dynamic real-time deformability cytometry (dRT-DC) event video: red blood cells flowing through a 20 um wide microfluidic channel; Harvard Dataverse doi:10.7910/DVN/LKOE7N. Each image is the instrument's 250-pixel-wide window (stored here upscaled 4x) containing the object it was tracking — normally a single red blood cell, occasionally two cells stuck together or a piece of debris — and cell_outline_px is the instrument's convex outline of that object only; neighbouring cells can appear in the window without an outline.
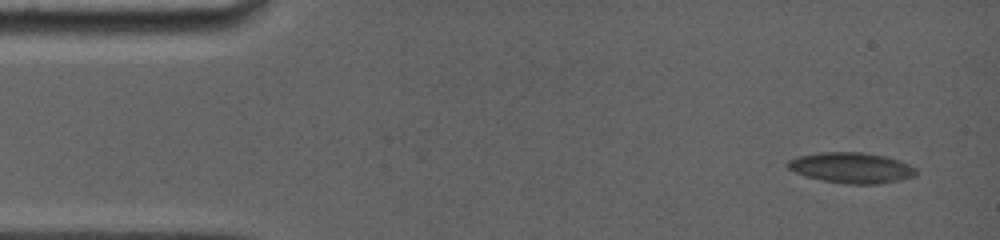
{"species": "common noctule bat (a hibernating species)", "species_latin": "Nyctalus noctula", "temperature_condition": "room temperature", "stored_images_in_passage": 11, "camera_frame_rate_fps": 5000, "um_per_image_px": 0.085, "animal": {"sex": "female", "body_mass_g": 19.0, "forearm_length_mm": 56.7}, "frame": {"image": 1, "passage_image": 1, "time_ms": 0.0, "image_size_px": [1000, 240], "cell_outline_px": [[916, 176], [900, 180], [880, 184], [848, 184], [820, 180], [804, 176], [788, 168], [788, 160], [800, 156], [820, 152], [864, 152], [888, 156], [900, 160], [916, 168]], "centroid_in_image_um": [72.41, 14.26], "position_along_channel_um": 12.6, "area_um2": 23.06}}
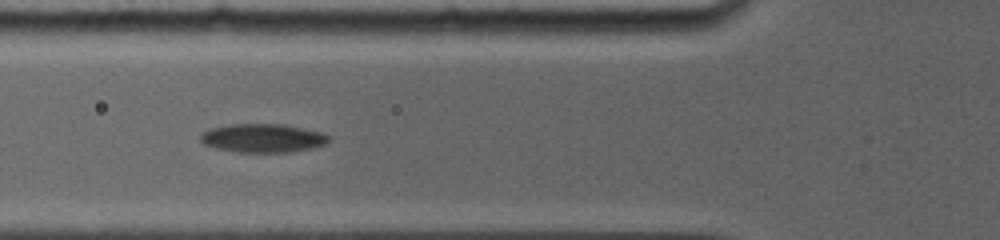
{"frame": {"image": 2, "passage_image": 7, "time_ms": 5.2, "image_size_px": [1000, 240], "cell_outline_px": [[328, 140], [324, 144], [308, 148], [288, 152], [240, 152], [216, 148], [204, 144], [200, 140], [200, 136], [208, 128], [228, 124], [284, 124], [320, 132], [328, 136]], "centroid_in_image_um": [22.26, 11.72], "position_along_channel_um": 103.5, "area_um2": 21.1}}
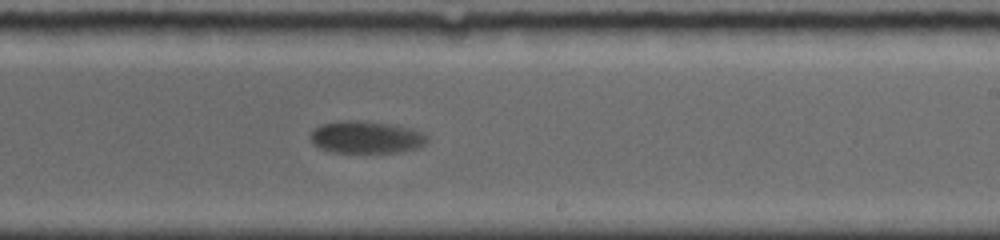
{"frame": {"image": 3, "passage_image": 11, "time_ms": 9.4, "image_size_px": [1000, 240], "cell_outline_px": [[428, 140], [424, 144], [416, 148], [396, 152], [336, 152], [320, 148], [312, 144], [312, 132], [320, 124], [336, 120], [360, 120], [392, 124], [412, 128], [424, 132]], "centroid_in_image_um": [31.13, 11.64], "position_along_channel_um": 257.9, "area_um2": 21.96}}